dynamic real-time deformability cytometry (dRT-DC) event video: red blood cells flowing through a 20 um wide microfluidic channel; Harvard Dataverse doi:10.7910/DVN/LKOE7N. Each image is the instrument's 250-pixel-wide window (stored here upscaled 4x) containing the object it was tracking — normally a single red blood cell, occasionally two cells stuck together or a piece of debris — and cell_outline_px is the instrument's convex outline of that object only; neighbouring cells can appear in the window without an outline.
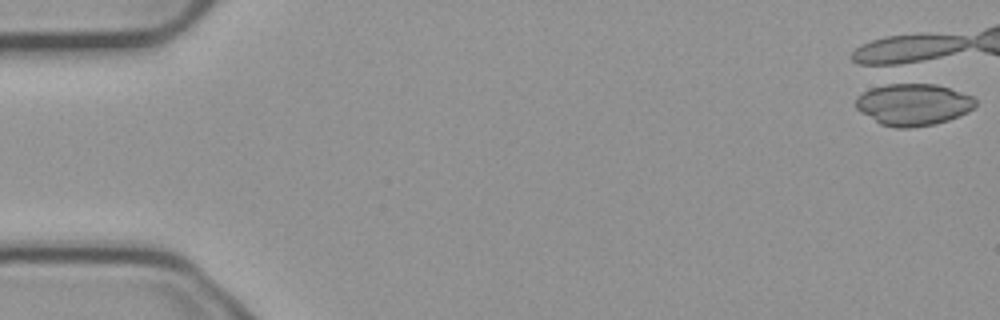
{"species": "common noctule bat (a hibernating species)", "species_latin": "Nyctalus noctula", "temperature_condition": "cold", "stored_images_in_passage": 2, "camera_frame_rate_fps": 3000, "um_per_image_px": 0.085, "animal": {"sex": "male", "body_mass_g": 23.1, "forearm_length_mm": 52.7}, "frame": {"image": 1, "passage_image": 1, "time_ms": 0.0, "image_size_px": [1000, 320], "cell_outline_px": [[976, 104], [968, 112], [960, 116], [948, 120], [932, 124], [912, 128], [896, 128], [880, 124], [860, 112], [856, 108], [856, 96], [872, 88], [896, 80], [900, 80], [936, 84], [972, 96], [976, 100]], "centroid_in_image_um": [77.59, 8.84], "position_along_channel_um": 7.4, "area_um2": 29.88}}